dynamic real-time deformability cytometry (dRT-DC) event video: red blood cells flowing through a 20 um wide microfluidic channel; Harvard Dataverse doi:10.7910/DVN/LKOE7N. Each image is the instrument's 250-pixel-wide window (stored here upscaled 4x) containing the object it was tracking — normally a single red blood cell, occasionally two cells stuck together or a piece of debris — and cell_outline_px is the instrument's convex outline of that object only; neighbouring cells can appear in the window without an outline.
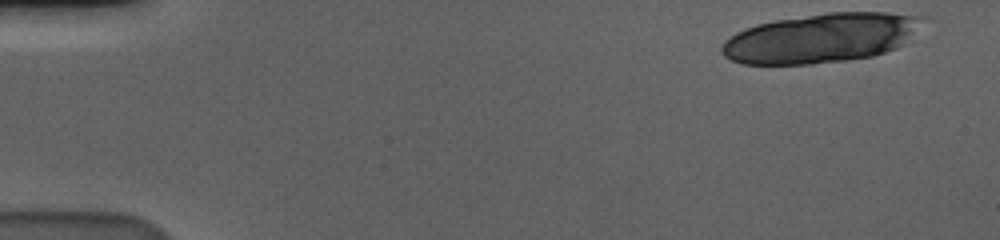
{"species": "human", "species_latin": "Homo sapiens", "temperature_condition": "cold", "stored_images_in_passage": 18, "camera_frame_rate_fps": 3000, "um_per_image_px": 0.085, "donor": {"sex": "male"}, "frame": {"image": 1, "passage_image": 1, "time_ms": 0.0, "image_size_px": [1000, 240], "cell_outline_px": [[928, 16], [908, 44], [872, 56], [844, 60], [812, 64], [744, 64], [732, 60], [724, 56], [720, 52], [720, 48], [724, 40], [736, 32], [744, 28], [756, 24], [776, 20], [828, 12], [888, 12]], "centroid_in_image_um": [69.84, 3.22], "position_along_channel_um": 15.2, "area_um2": 58.32}}